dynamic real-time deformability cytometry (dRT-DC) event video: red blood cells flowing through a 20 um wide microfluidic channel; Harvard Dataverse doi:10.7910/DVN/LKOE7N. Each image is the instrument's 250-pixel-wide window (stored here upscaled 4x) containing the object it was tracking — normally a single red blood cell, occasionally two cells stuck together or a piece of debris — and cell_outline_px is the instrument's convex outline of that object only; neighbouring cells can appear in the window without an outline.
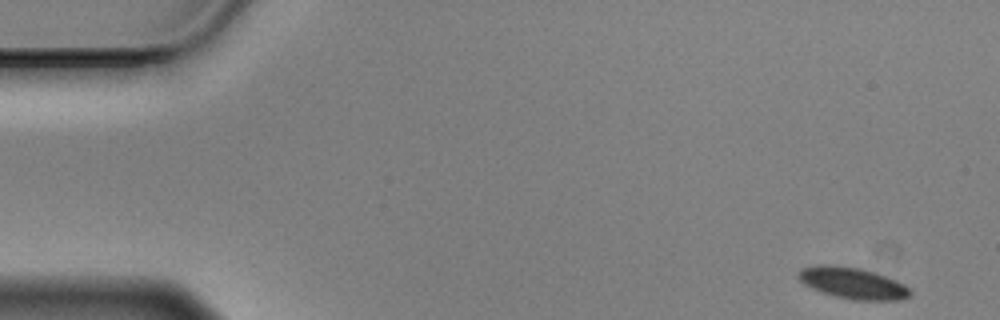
{"species": "Egyptian fruit bat (a non-hibernating species)", "species_latin": "Rousettus aegyptiacus", "temperature_condition": "cold", "stored_images_in_passage": 56, "camera_frame_rate_fps": 3000, "um_per_image_px": 0.085, "animal": {"sex": "male"}, "frame": {"image": 1, "passage_image": 1, "time_ms": 0.0, "image_size_px": [1000, 320], "cell_outline_px": [[912, 292], [908, 296], [900, 300], [852, 300], [820, 292], [804, 284], [800, 280], [800, 268], [820, 264], [824, 264], [860, 268], [896, 280], [904, 284]], "centroid_in_image_um": [72.47, 24.07], "position_along_channel_um": 12.5, "area_um2": 20.17}}
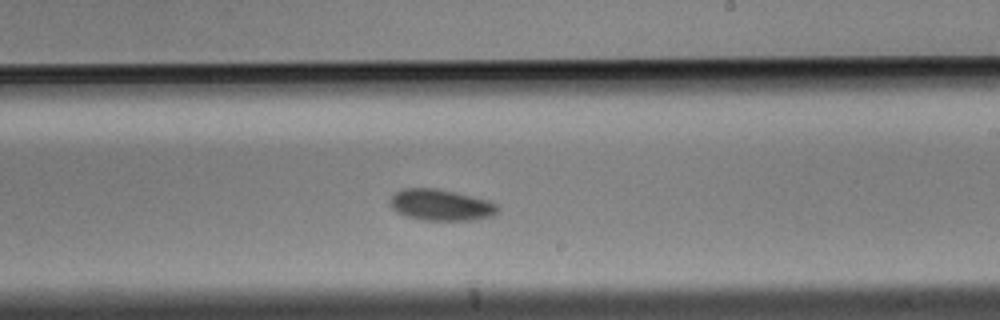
{"frame": {"image": 2, "passage_image": 32, "time_ms": 10.333, "image_size_px": [1000, 320], "cell_outline_px": [[500, 208], [492, 216], [472, 220], [420, 220], [396, 212], [388, 204], [392, 196], [396, 192], [404, 188], [436, 188], [456, 192], [492, 200]], "centroid_in_image_um": [37.49, 17.41], "position_along_channel_um": 251.5, "area_um2": 19.83}}
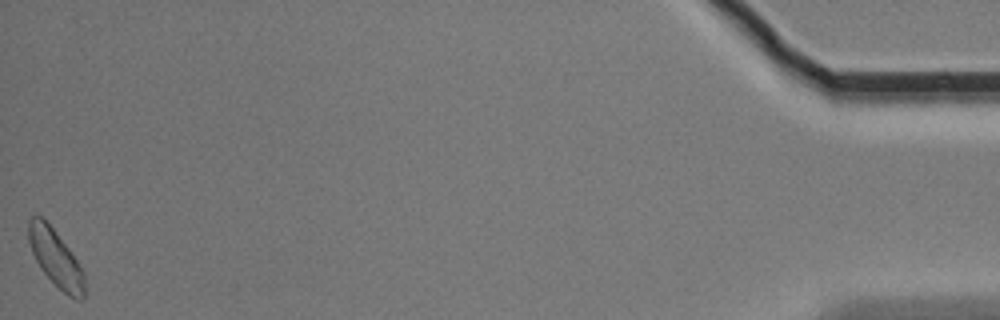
{"frame": {"image": 3, "passage_image": 56, "time_ms": 18.333, "image_size_px": [1000, 320], "cell_outline_px": [[84, 300], [80, 300], [68, 296], [40, 268], [32, 252], [28, 240], [28, 220], [32, 216], [40, 216], [52, 228], [68, 248], [84, 272]], "centroid_in_image_um": [4.72, 21.95], "position_along_channel_um": 430.5, "area_um2": 18.09}, "authors_computed_cell_mechanics": {"area_um2": 19.6809, "velocity_mm_per_s": 3.4433, "shape_relaxation_time_tau1_ms": 3.5097, "shape_relaxation_time_tau2_ms": null, "deformation_change_tau1": 0.0717, "deformation_change_tau2": null}}